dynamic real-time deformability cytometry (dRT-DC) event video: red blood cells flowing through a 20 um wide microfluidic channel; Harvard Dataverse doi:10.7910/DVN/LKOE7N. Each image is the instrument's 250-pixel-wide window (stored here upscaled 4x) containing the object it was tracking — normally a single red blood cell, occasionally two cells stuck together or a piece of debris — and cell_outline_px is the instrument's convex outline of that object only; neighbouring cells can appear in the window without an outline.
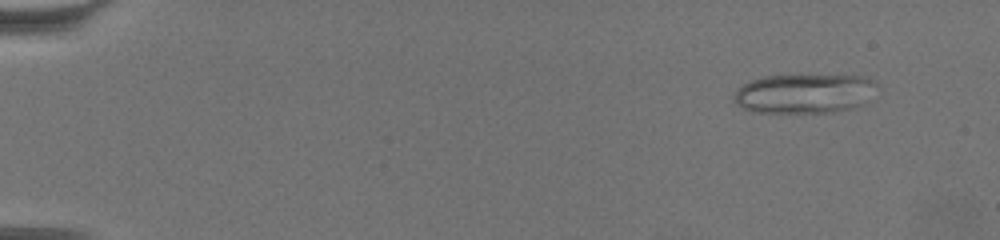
{"species": "common noctule bat (a hibernating species)", "species_latin": "Nyctalus noctula", "temperature_condition": "warm", "stored_images_in_passage": 63, "camera_frame_rate_fps": 3000, "um_per_image_px": 0.085, "animal": {"sex": "female", "body_mass_g": 19.5, "forearm_length_mm": 54.1}, "frame": {"image": 1, "passage_image": 6, "time_ms": 1.667, "image_size_px": [1000, 240], "cell_outline_px": [[876, 84], [860, 104], [848, 108], [832, 112], [752, 112], [736, 104], [732, 100], [736, 92], [744, 84], [752, 80], [764, 76], [860, 76], [876, 80]], "centroid_in_image_um": [68.27, 7.95], "position_along_channel_um": 16.7, "area_um2": 31.85}}
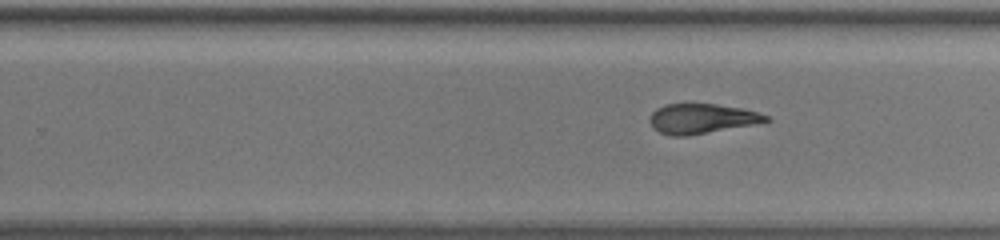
{"frame": {"image": 2, "passage_image": 41, "time_ms": 13.333, "image_size_px": [1000, 240], "cell_outline_px": [[772, 120], [752, 124], [688, 136], [672, 136], [660, 132], [652, 128], [652, 112], [656, 108], [668, 104], [716, 104], [740, 108], [756, 112], [768, 116]], "centroid_in_image_um": [59.63, 10.09], "position_along_channel_um": 270.2, "area_um2": 19.77}}
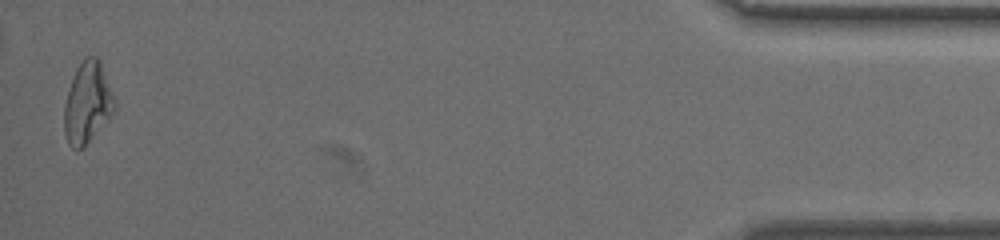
{"frame": {"image": 3, "passage_image": 62, "time_ms": 20.333, "image_size_px": [1000, 240], "cell_outline_px": [[116, 104], [112, 112], [88, 140], [76, 152], [68, 144], [64, 132], [64, 104], [76, 68], [84, 56], [96, 56], [100, 60]], "centroid_in_image_um": [7.39, 8.69], "position_along_channel_um": 427.8, "area_um2": 23.12}, "authors_computed_cell_mechanics": {"area_um2": 22.1952, "velocity_mm_per_s": 3.398, "shape_relaxation_time_tau1_ms": null, "shape_relaxation_time_tau2_ms": 2.4818, "deformation_change_tau1": null, "deformation_change_tau2": 0.1031}}